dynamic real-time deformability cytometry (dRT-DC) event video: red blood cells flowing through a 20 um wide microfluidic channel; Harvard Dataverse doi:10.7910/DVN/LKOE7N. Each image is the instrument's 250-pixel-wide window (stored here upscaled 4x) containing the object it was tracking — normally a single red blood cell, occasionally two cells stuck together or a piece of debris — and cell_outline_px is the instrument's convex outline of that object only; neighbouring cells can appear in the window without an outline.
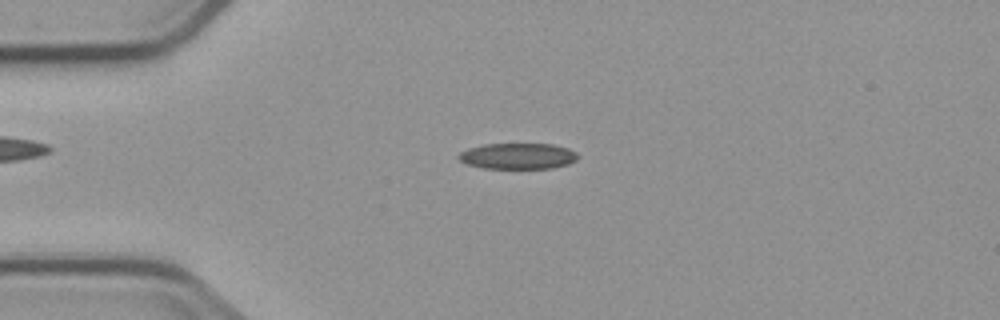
{"species": "common noctule bat (a hibernating species)", "species_latin": "Nyctalus noctula", "temperature_condition": "cold", "stored_images_in_passage": 4, "camera_frame_rate_fps": 3000, "um_per_image_px": 0.085, "animal": {"sex": "male", "body_mass_g": 23.1, "forearm_length_mm": 52.7}, "frame": {"image": 1, "passage_image": 3, "time_ms": 2.667, "image_size_px": [1000, 320], "cell_outline_px": [[580, 156], [576, 160], [568, 164], [552, 168], [484, 168], [468, 164], [460, 160], [456, 156], [460, 152], [468, 148], [484, 144], [552, 144], [568, 148], [576, 152]], "centroid_in_image_um": [44.03, 13.26], "position_along_channel_um": 41.0, "area_um2": 18.03}}
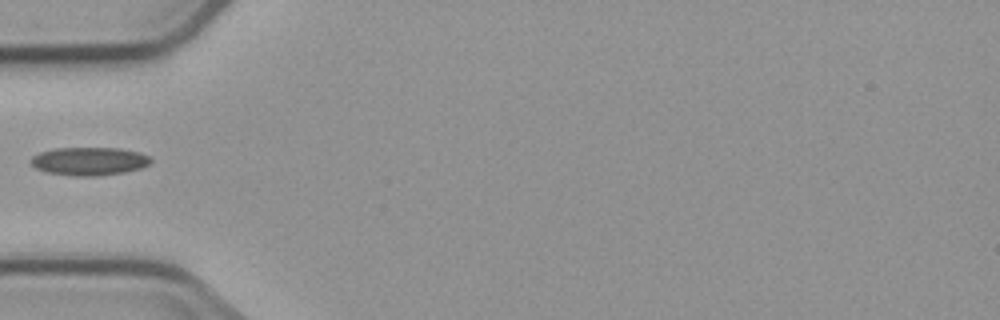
{"frame": {"image": 2, "passage_image": 4, "time_ms": 4.333, "image_size_px": [1000, 320], "cell_outline_px": [[152, 160], [148, 164], [140, 168], [124, 172], [96, 176], [76, 176], [48, 172], [36, 168], [28, 160], [32, 156], [40, 152], [56, 148], [120, 148], [140, 152], [148, 156]], "centroid_in_image_um": [7.57, 13.69], "position_along_channel_um": 77.4, "area_um2": 19.59}}